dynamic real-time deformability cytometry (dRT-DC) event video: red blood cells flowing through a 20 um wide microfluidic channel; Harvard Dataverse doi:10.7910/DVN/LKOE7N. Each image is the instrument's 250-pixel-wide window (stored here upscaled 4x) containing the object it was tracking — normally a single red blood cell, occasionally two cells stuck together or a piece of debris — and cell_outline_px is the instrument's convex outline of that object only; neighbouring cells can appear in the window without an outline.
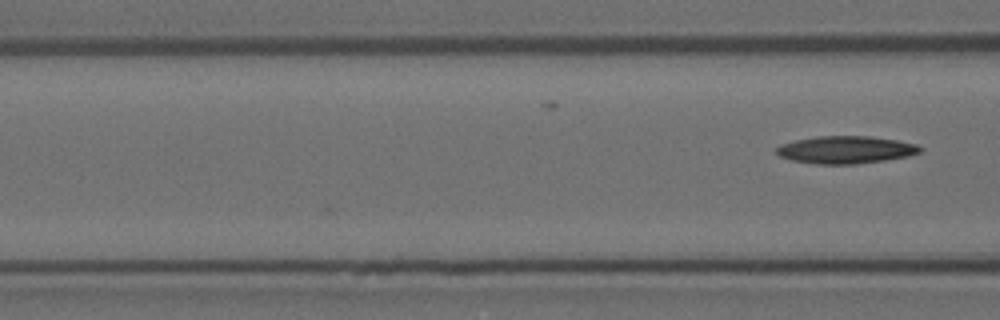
{"species": "Egyptian fruit bat (a non-hibernating species)", "species_latin": "Rousettus aegyptiacus", "temperature_condition": "room temperature", "stored_images_in_passage": 6, "camera_frame_rate_fps": 3000, "um_per_image_px": 0.085, "animal": {"sex": "female"}, "frame": {"image": 1, "passage_image": 6, "time_ms": 1.667, "image_size_px": [1000, 320], "cell_outline_px": [[920, 152], [908, 156], [884, 160], [852, 164], [820, 164], [792, 160], [780, 156], [776, 152], [776, 148], [780, 144], [796, 140], [816, 136], [868, 136], [896, 140], [916, 144], [920, 148]], "centroid_in_image_um": [71.85, 12.72], "position_along_channel_um": 94.7, "area_um2": 22.72}}